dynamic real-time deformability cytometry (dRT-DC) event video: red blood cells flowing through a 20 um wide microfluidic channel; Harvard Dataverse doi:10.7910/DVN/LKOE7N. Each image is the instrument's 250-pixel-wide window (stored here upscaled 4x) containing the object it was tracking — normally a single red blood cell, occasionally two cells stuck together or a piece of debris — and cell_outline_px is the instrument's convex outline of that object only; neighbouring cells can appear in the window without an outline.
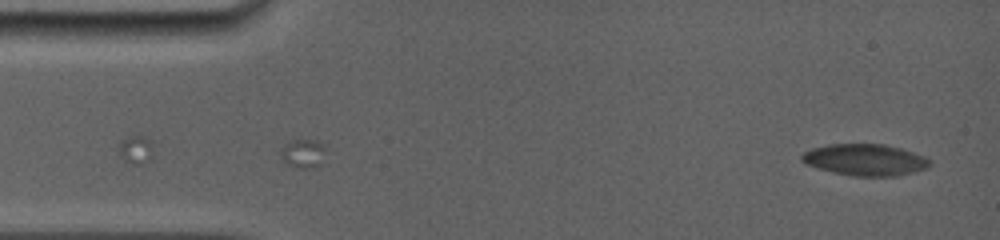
{"species": "common noctule bat (a hibernating species)", "species_latin": "Nyctalus noctula", "temperature_condition": "room temperature", "stored_images_in_passage": 31, "camera_frame_rate_fps": 5000, "um_per_image_px": 0.085, "animal": {"sex": "female", "body_mass_g": 19.0, "forearm_length_mm": 56.7}, "frame": {"image": 1, "passage_image": 1, "time_ms": 0.0, "image_size_px": [1000, 240], "cell_outline_px": [[932, 164], [928, 168], [896, 176], [852, 176], [832, 172], [816, 168], [800, 160], [800, 156], [804, 152], [812, 148], [828, 144], [884, 144], [900, 148], [924, 156], [932, 160]], "centroid_in_image_um": [73.54, 13.58], "position_along_channel_um": 11.5, "area_um2": 23.64}}
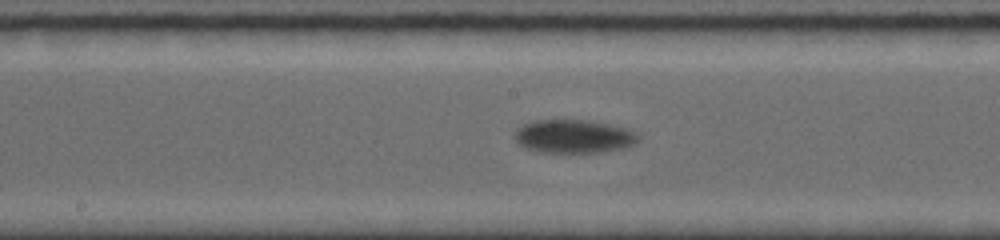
{"frame": {"image": 2, "passage_image": 18, "time_ms": 8.0, "image_size_px": [1000, 240], "cell_outline_px": [[640, 140], [636, 144], [624, 148], [600, 152], [540, 152], [524, 148], [512, 136], [512, 132], [516, 128], [532, 120], [584, 120], [608, 124], [624, 128], [636, 132], [640, 136]], "centroid_in_image_um": [48.74, 11.59], "position_along_channel_um": 199.5, "area_um2": 24.28}}
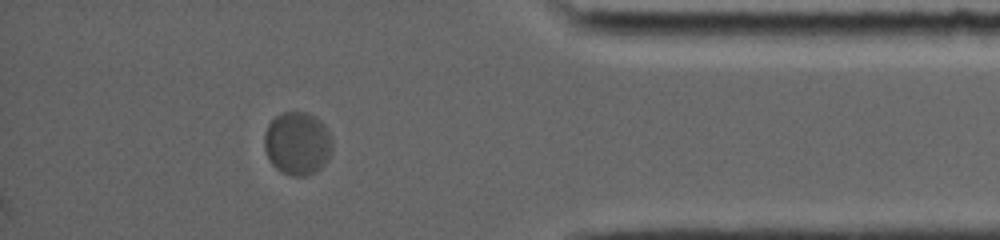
{"frame": {"image": 3, "passage_image": 31, "time_ms": 14.2, "image_size_px": [1000, 240], "cell_outline_px": [[332, 148], [328, 160], [316, 172], [308, 176], [292, 176], [276, 168], [268, 160], [264, 148], [264, 136], [268, 124], [280, 112], [308, 112], [316, 116], [324, 124], [332, 140]], "centroid_in_image_um": [25.28, 12.18], "position_along_channel_um": 409.9, "area_um2": 25.26}, "authors_computed_cell_mechanics": {"area_um2": 23.5824, "velocity_mm_per_s": 3.6791, "shape_relaxation_time_tau1_ms": 5.5303, "shape_relaxation_time_tau2_ms": null, "deformation_change_tau1": 0.1086, "deformation_change_tau2": null}}